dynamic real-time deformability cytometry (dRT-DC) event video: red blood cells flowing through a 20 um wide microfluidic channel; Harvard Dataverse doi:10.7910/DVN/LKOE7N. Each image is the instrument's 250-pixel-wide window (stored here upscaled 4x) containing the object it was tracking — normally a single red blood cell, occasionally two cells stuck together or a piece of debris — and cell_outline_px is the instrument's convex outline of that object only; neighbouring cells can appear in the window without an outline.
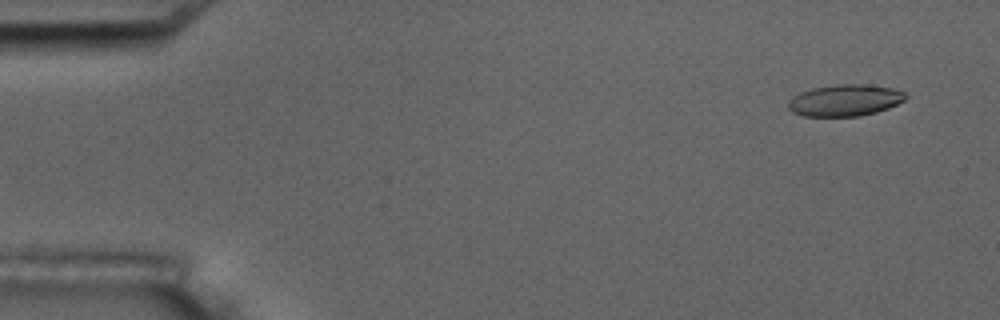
{"species": "common noctule bat (a hibernating species)", "species_latin": "Nyctalus noctula", "temperature_condition": "room temperature", "stored_images_in_passage": 5, "camera_frame_rate_fps": 3000, "um_per_image_px": 0.085, "animal": {"sex": "male", "body_mass_g": 17.5, "forearm_length_mm": 52.3}, "frame": {"image": 1, "passage_image": 1, "time_ms": 0.0, "image_size_px": [1000, 320], "cell_outline_px": [[908, 96], [904, 100], [888, 108], [876, 112], [860, 116], [804, 116], [792, 112], [788, 108], [788, 100], [792, 96], [800, 92], [812, 88], [836, 84], [864, 84], [892, 88], [904, 92]], "centroid_in_image_um": [71.79, 8.52], "position_along_channel_um": 13.2, "area_um2": 21.68}}
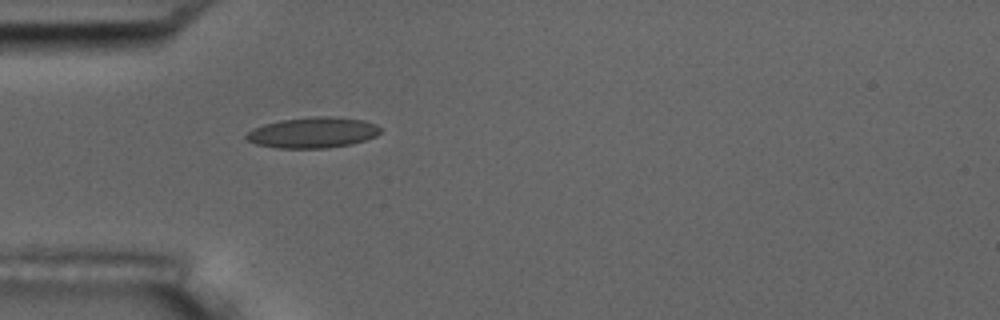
{"frame": {"image": 2, "passage_image": 5, "time_ms": 4.333, "image_size_px": [1000, 320], "cell_outline_px": [[380, 132], [376, 136], [352, 144], [328, 148], [276, 148], [256, 144], [248, 140], [244, 136], [252, 128], [264, 124], [280, 120], [316, 116], [332, 116], [364, 120], [376, 124], [380, 128]], "centroid_in_image_um": [26.58, 11.27], "position_along_channel_um": 58.4, "area_um2": 24.1}}